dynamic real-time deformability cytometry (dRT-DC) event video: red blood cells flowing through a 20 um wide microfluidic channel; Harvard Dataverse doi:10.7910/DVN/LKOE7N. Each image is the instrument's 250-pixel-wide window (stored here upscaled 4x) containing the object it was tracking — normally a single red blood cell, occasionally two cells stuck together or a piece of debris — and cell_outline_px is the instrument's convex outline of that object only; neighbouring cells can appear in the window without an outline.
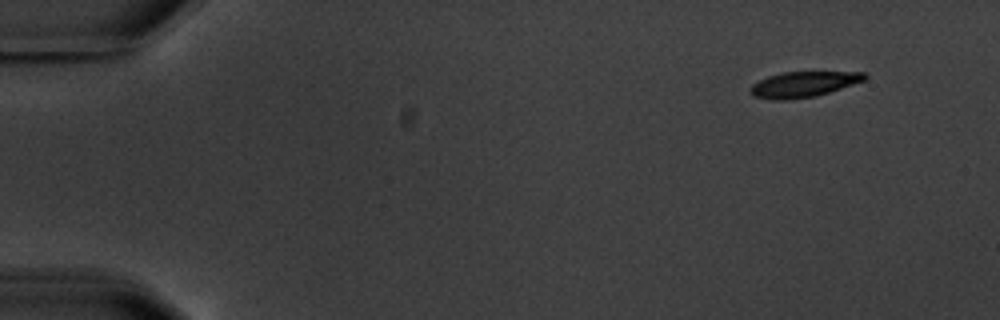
{"species": "common noctule bat (a hibernating species)", "species_latin": "Nyctalus noctula", "temperature_condition": "warm", "stored_images_in_passage": 9, "camera_frame_rate_fps": 3000, "um_per_image_px": 0.085, "animal": {"sex": "male", "body_mass_g": 20.1, "forearm_length_mm": 53.5}, "frame": {"image": 1, "passage_image": 1, "time_ms": 0.0, "image_size_px": [1000, 320], "cell_outline_px": [[868, 76], [864, 80], [816, 96], [788, 100], [772, 100], [752, 96], [748, 88], [752, 84], [768, 76], [784, 72], [864, 72]], "centroid_in_image_um": [68.23, 7.17], "position_along_channel_um": 16.8, "area_um2": 16.94}}